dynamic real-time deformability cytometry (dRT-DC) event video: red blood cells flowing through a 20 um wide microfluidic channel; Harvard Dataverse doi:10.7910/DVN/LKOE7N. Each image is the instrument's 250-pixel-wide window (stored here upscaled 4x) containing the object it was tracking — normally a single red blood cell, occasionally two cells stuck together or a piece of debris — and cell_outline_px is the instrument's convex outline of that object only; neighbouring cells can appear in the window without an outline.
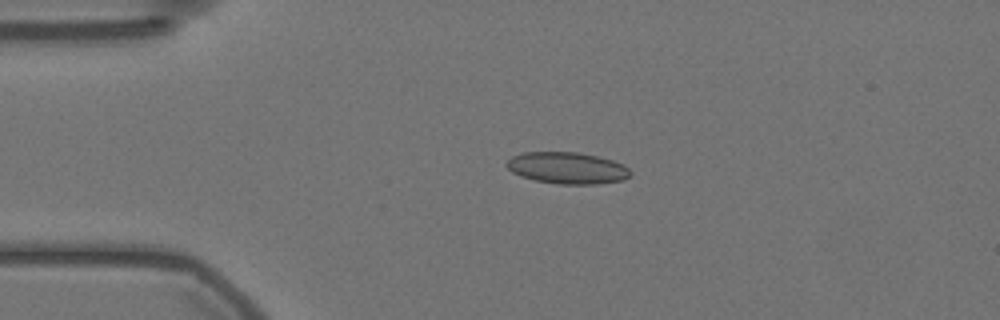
{"species": "Egyptian fruit bat (a non-hibernating species)", "species_latin": "Rousettus aegyptiacus", "temperature_condition": "warm", "stored_images_in_passage": 51, "camera_frame_rate_fps": 3000, "um_per_image_px": 0.085, "animal": {"sex": "female"}, "frame": {"image": 1, "passage_image": 13, "time_ms": 4.0, "image_size_px": [1000, 320], "cell_outline_px": [[632, 176], [620, 180], [596, 184], [560, 184], [536, 180], [520, 176], [512, 172], [504, 164], [512, 156], [524, 152], [576, 152], [596, 156], [612, 160], [624, 164], [632, 172]], "centroid_in_image_um": [48.22, 14.27], "position_along_channel_um": 36.8, "area_um2": 22.77}}
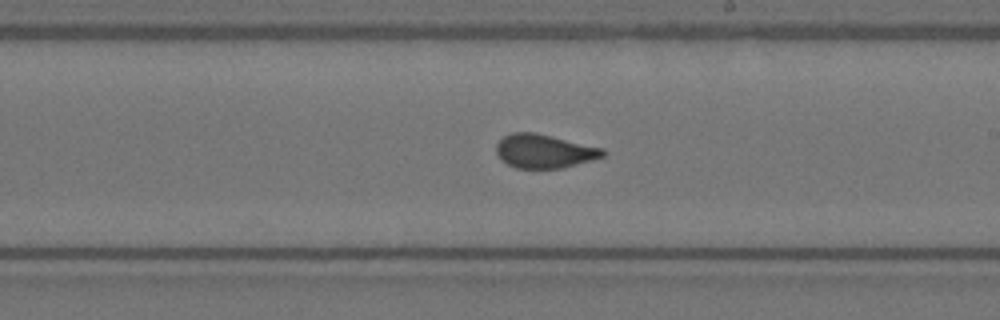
{"frame": {"image": 2, "passage_image": 33, "time_ms": 10.667, "image_size_px": [1000, 320], "cell_outline_px": [[604, 156], [560, 168], [516, 168], [508, 164], [496, 152], [496, 144], [504, 136], [512, 132], [536, 132], [604, 148]], "centroid_in_image_um": [46.25, 12.83], "position_along_channel_um": 242.8, "area_um2": 20.69}}
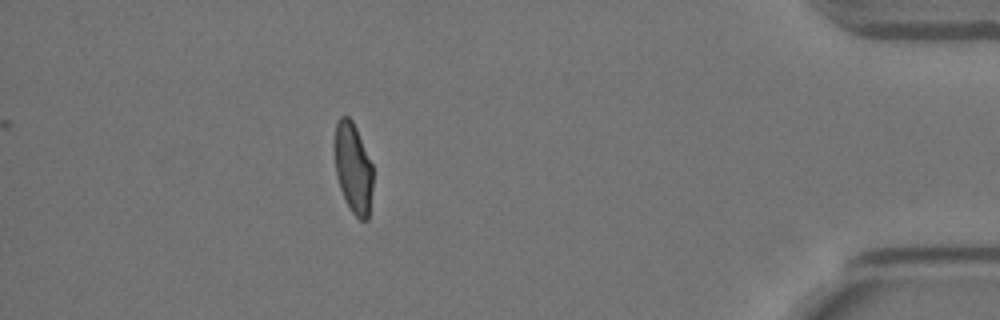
{"frame": {"image": 3, "passage_image": 51, "time_ms": 16.667, "image_size_px": [1000, 320], "cell_outline_px": [[372, 188], [368, 220], [360, 220], [352, 212], [340, 188], [336, 176], [332, 148], [332, 144], [336, 120], [340, 116], [348, 116], [352, 120], [356, 128], [372, 164]], "centroid_in_image_um": [29.97, 14.21], "position_along_channel_um": 405.2, "area_um2": 20.58}, "authors_computed_cell_mechanics": {"area_um2": 21.5594, "velocity_mm_per_s": 3.5526, "shape_relaxation_time_tau1_ms": null, "shape_relaxation_time_tau2_ms": 0.6596, "deformation_change_tau1": null, "deformation_change_tau2": 0.0629}}